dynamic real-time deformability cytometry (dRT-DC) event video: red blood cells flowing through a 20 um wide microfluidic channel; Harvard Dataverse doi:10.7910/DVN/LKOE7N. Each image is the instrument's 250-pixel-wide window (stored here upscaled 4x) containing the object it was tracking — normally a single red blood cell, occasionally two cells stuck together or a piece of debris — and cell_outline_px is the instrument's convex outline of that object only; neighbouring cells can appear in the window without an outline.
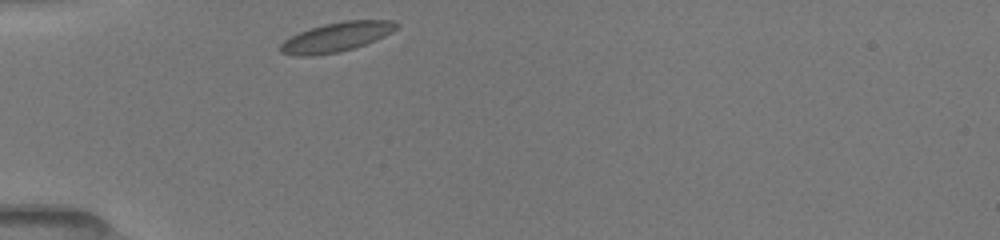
{"species": "common noctule bat (a hibernating species)", "species_latin": "Nyctalus noctula", "temperature_condition": "room temperature", "stored_images_in_passage": 7, "camera_frame_rate_fps": 3000, "um_per_image_px": 0.085, "animal": {"sex": "female", "body_mass_g": 19.5, "forearm_length_mm": 54.1}, "frame": {"image": 1, "passage_image": 1, "time_ms": 0.0, "image_size_px": [1000, 240], "cell_outline_px": [[400, 24], [392, 32], [376, 40], [340, 52], [312, 56], [300, 56], [280, 52], [280, 44], [284, 40], [300, 32], [324, 24], [344, 20], [396, 20]], "centroid_in_image_um": [28.63, 3.14], "position_along_channel_um": 56.4, "area_um2": 19.77}}
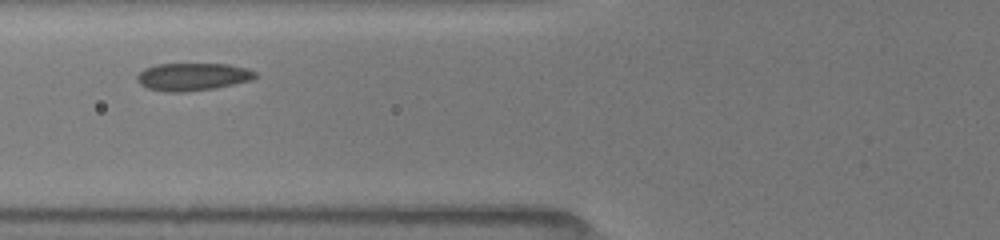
{"frame": {"image": 2, "passage_image": 5, "time_ms": 1.667, "image_size_px": [1000, 240], "cell_outline_px": [[256, 76], [252, 80], [216, 88], [184, 92], [164, 92], [148, 88], [140, 84], [136, 80], [136, 76], [144, 68], [156, 64], [228, 64], [248, 68], [256, 72]], "centroid_in_image_um": [16.37, 6.52], "position_along_channel_um": 109.4, "area_um2": 19.19}}
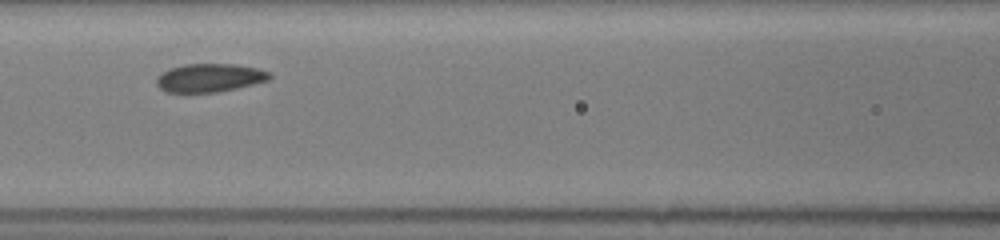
{"frame": {"image": 3, "passage_image": 6, "time_ms": 2.667, "image_size_px": [1000, 240], "cell_outline_px": [[272, 76], [268, 80], [220, 92], [168, 92], [160, 88], [156, 84], [156, 76], [168, 68], [184, 64], [236, 64], [256, 68], [268, 72]], "centroid_in_image_um": [17.77, 6.61], "position_along_channel_um": 148.8, "area_um2": 18.67}}